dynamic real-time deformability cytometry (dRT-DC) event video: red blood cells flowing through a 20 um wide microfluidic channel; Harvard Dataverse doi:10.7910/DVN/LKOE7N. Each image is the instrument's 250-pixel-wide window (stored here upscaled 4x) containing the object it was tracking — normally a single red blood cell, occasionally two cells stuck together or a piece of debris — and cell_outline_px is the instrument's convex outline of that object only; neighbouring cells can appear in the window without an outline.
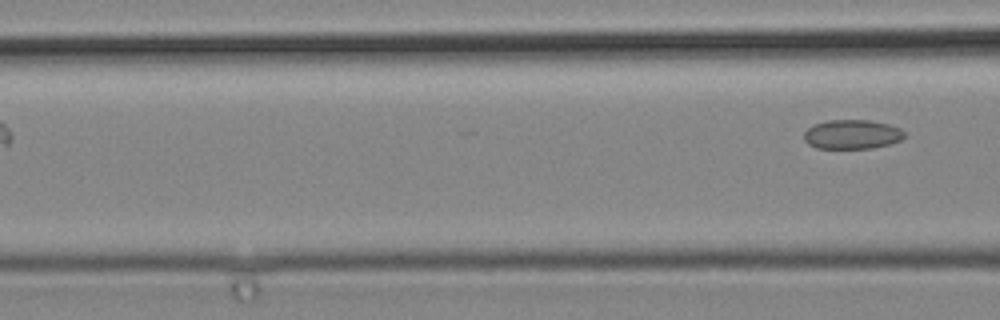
{"species": "common noctule bat (a hibernating species)", "species_latin": "Nyctalus noctula", "temperature_condition": "cold", "stored_images_in_passage": 5, "camera_frame_rate_fps": 3000, "um_per_image_px": 0.085, "animal": {"sex": "male", "body_mass_g": 19.2, "forearm_length_mm": 51.8}, "frame": {"image": 1, "passage_image": 5, "time_ms": 1.333, "image_size_px": [1000, 320], "cell_outline_px": [[904, 136], [900, 140], [888, 144], [872, 148], [816, 148], [808, 144], [804, 140], [804, 132], [808, 128], [816, 124], [828, 120], [868, 120], [888, 124], [900, 128], [904, 132]], "centroid_in_image_um": [72.41, 11.42], "position_along_channel_um": 94.2, "area_um2": 16.99}}